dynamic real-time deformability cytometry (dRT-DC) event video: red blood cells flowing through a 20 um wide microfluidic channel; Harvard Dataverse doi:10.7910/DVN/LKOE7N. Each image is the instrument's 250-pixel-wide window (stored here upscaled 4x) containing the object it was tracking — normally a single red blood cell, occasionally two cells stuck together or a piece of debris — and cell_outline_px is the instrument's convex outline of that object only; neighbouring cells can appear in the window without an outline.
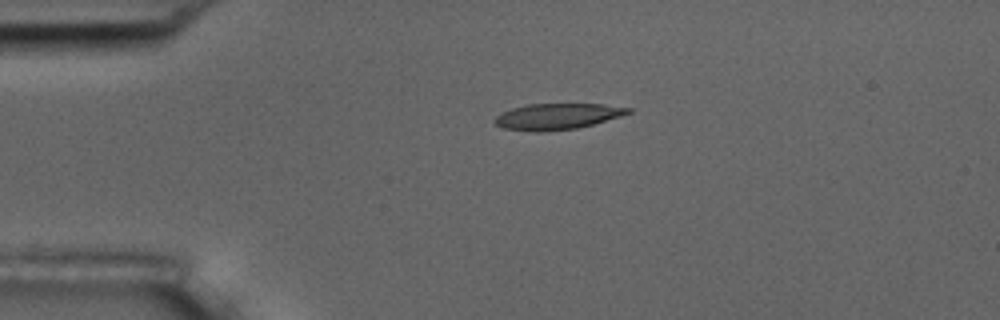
{"species": "common noctule bat (a hibernating species)", "species_latin": "Nyctalus noctula", "temperature_condition": "room temperature", "stored_images_in_passage": 3, "camera_frame_rate_fps": 3000, "um_per_image_px": 0.085, "animal": {"sex": "male", "body_mass_g": 17.5, "forearm_length_mm": 52.3}, "frame": {"image": 1, "passage_image": 3, "time_ms": 0.667, "image_size_px": [1000, 320], "cell_outline_px": [[632, 112], [620, 116], [592, 124], [576, 128], [544, 132], [532, 132], [504, 128], [496, 124], [492, 120], [496, 116], [512, 108], [528, 104], [604, 104], [632, 108]], "centroid_in_image_um": [47.35, 9.9], "position_along_channel_um": 37.6, "area_um2": 20.17}}